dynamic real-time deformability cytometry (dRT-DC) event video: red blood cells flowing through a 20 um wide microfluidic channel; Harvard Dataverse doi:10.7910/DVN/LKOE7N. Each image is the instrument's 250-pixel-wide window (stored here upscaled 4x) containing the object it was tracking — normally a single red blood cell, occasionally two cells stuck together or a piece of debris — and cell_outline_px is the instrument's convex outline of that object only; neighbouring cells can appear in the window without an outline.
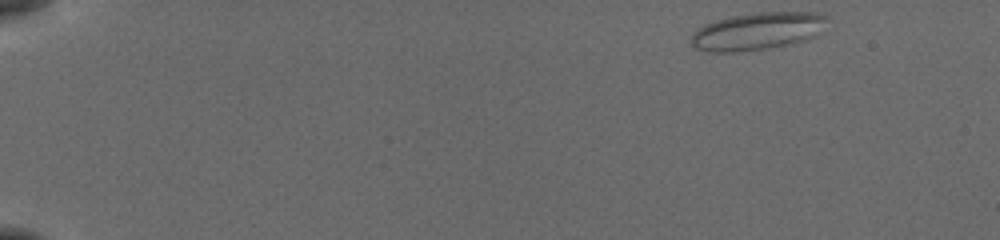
{"species": "common noctule bat (a hibernating species)", "species_latin": "Nyctalus noctula", "temperature_condition": "cold", "stored_images_in_passage": 49, "camera_frame_rate_fps": 3000, "um_per_image_px": 0.085, "animal": {"sex": "female", "body_mass_g": 19.5, "forearm_length_mm": 54.1}, "frame": {"image": 1, "passage_image": 1, "time_ms": 0.0, "image_size_px": [1000, 240], "cell_outline_px": [[828, 16], [816, 36], [792, 44], [764, 48], [732, 52], [712, 52], [696, 48], [692, 44], [692, 36], [704, 24], [736, 16], [756, 12], [816, 12]], "centroid_in_image_um": [64.42, 2.65], "position_along_channel_um": 20.6, "area_um2": 29.02}}
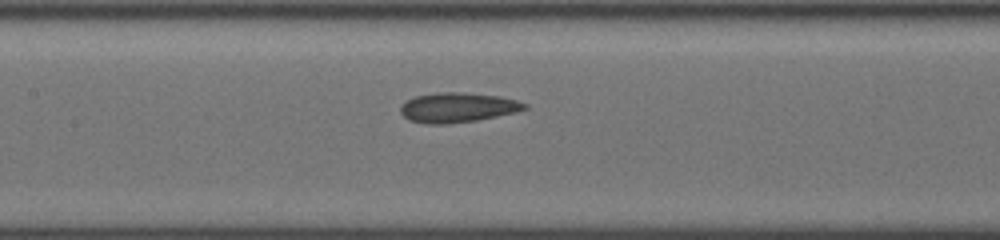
{"frame": {"image": 2, "passage_image": 23, "time_ms": 7.333, "image_size_px": [1000, 240], "cell_outline_px": [[528, 108], [516, 112], [476, 120], [444, 124], [432, 124], [408, 120], [400, 112], [400, 104], [404, 100], [416, 96], [436, 92], [464, 92], [500, 96], [516, 100], [528, 104]], "centroid_in_image_um": [38.87, 9.12], "position_along_channel_um": 168.5, "area_um2": 21.62}}
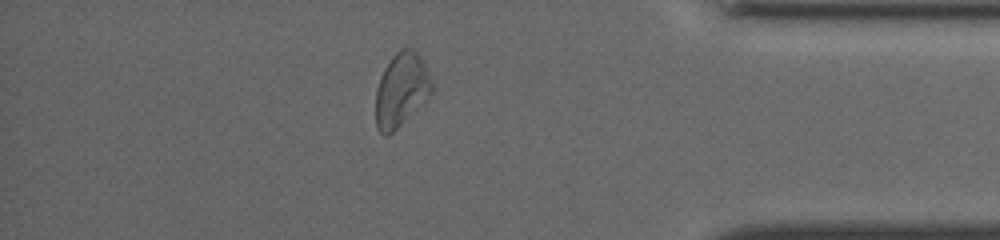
{"frame": {"image": 3, "passage_image": 43, "time_ms": 14.0, "image_size_px": [1000, 240], "cell_outline_px": [[436, 88], [432, 96], [392, 132], [384, 136], [376, 128], [376, 88], [380, 76], [384, 68], [392, 56], [400, 48], [412, 48], [416, 52], [424, 64]], "centroid_in_image_um": [34.13, 7.63], "position_along_channel_um": 401.1, "area_um2": 24.39}, "authors_computed_cell_mechanics": {"area_um2": 22.5998, "velocity_mm_per_s": 3.838, "shape_relaxation_time_tau1_ms": 6.3613, "shape_relaxation_time_tau2_ms": 2.3805, "deformation_change_tau1": 0.124, "deformation_change_tau2": 0.09}}